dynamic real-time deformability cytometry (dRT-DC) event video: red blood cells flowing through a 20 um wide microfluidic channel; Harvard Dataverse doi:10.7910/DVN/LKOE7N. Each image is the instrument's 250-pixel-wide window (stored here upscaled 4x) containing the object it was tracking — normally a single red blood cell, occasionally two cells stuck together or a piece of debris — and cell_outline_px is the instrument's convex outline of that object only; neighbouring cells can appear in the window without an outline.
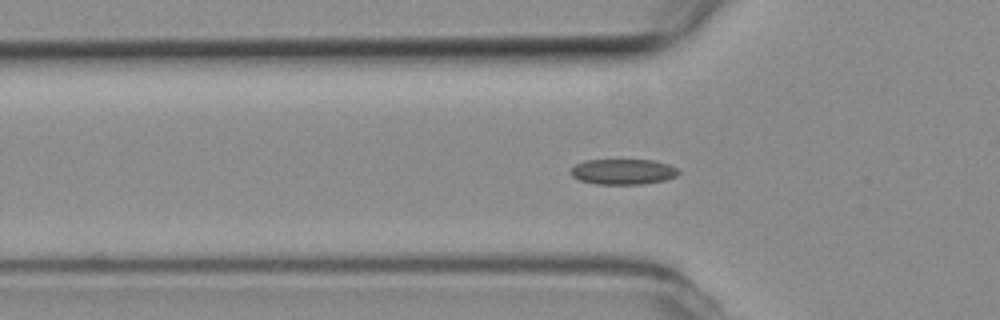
{"species": "common noctule bat (a hibernating species)", "species_latin": "Nyctalus noctula", "temperature_condition": "room temperature", "stored_images_in_passage": 54, "camera_frame_rate_fps": 3000, "um_per_image_px": 0.085, "animal": {"sex": "female", "body_mass_g": 19.3, "forearm_length_mm": 54.1}, "frame": {"image": 1, "passage_image": 16, "time_ms": 5.0, "image_size_px": [1000, 320], "cell_outline_px": [[680, 172], [676, 176], [668, 180], [644, 184], [596, 184], [580, 180], [572, 176], [568, 172], [576, 164], [584, 160], [656, 160], [668, 164], [676, 168]], "centroid_in_image_um": [52.97, 14.6], "position_along_channel_um": 72.8, "area_um2": 16.18}}
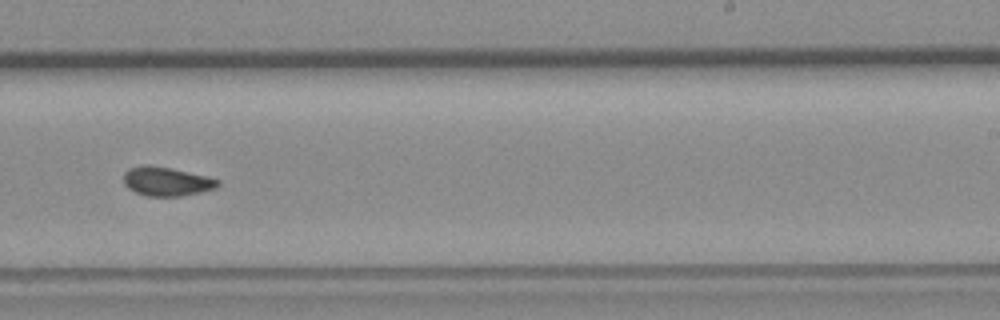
{"frame": {"image": 2, "passage_image": 32, "time_ms": 10.333, "image_size_px": [1000, 320], "cell_outline_px": [[220, 184], [216, 188], [200, 192], [180, 196], [148, 196], [136, 192], [128, 188], [124, 184], [124, 172], [128, 168], [144, 164], [148, 164], [168, 168], [204, 176], [220, 180]], "centroid_in_image_um": [14.12, 15.42], "position_along_channel_um": 274.9, "area_um2": 15.72}}
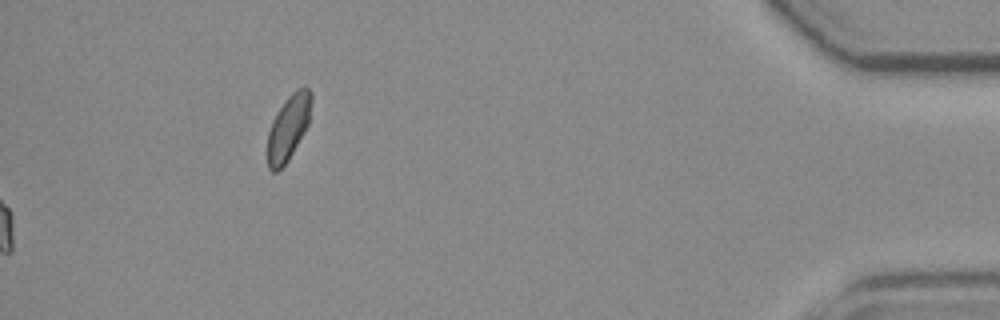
{"frame": {"image": 3, "passage_image": 54, "time_ms": 17.667, "image_size_px": [1000, 320], "cell_outline_px": [[312, 100], [308, 124], [304, 132], [288, 160], [276, 172], [272, 172], [268, 168], [268, 132], [272, 120], [276, 112], [288, 96], [296, 88], [304, 84], [312, 92]], "centroid_in_image_um": [24.52, 10.78], "position_along_channel_um": 410.7, "area_um2": 16.7}, "authors_computed_cell_mechanics": {"area_um2": 15.8372, "velocity_mm_per_s": 3.7778, "shape_relaxation_time_tau1_ms": null, "shape_relaxation_time_tau2_ms": 2.9439, "deformation_change_tau1": null, "deformation_change_tau2": 0.0777}}